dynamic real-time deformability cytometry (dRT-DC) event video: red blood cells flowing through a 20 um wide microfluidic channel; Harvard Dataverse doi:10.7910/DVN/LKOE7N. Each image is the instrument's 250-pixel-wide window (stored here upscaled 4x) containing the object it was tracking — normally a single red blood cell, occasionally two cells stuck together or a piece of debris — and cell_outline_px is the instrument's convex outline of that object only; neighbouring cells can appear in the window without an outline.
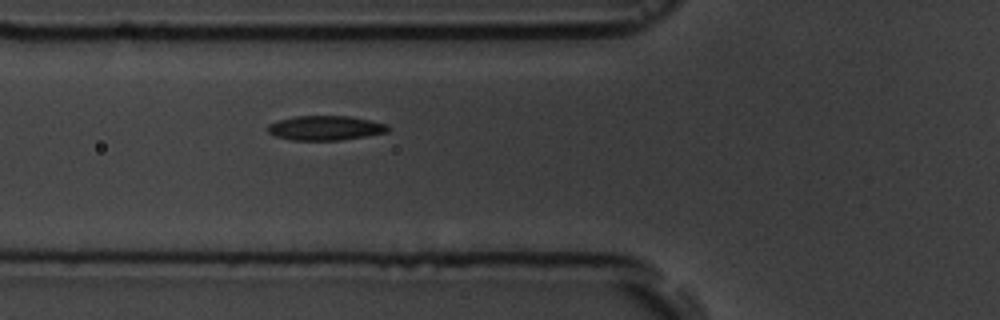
{"species": "common noctule bat (a hibernating species)", "species_latin": "Nyctalus noctula", "temperature_condition": "room temperature", "stored_images_in_passage": 4, "segment_of_instrument_passage": [1, 2], "camera_frame_rate_fps": 3000, "um_per_image_px": 0.085, "animal": {"sex": "male", "body_mass_g": 19.5, "forearm_length_mm": 54.6}, "frame": {"image": 1, "passage_image": 3, "time_ms": 2.333, "image_size_px": [1000, 320], "cell_outline_px": [[392, 128], [388, 132], [340, 140], [292, 140], [276, 136], [268, 132], [268, 124], [280, 120], [296, 116], [348, 116], [388, 124]], "centroid_in_image_um": [27.68, 10.88], "position_along_channel_um": 98.1, "area_um2": 17.05}}